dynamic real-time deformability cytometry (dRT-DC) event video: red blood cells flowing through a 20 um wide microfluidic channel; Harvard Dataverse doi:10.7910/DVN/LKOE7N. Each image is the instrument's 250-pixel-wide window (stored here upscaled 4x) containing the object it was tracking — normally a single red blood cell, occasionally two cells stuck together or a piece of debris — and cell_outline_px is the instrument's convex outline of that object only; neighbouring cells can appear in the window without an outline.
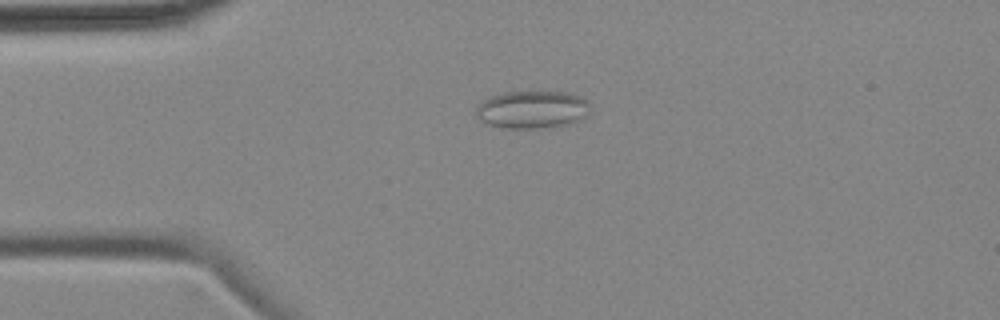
{"species": "common noctule bat (a hibernating species)", "species_latin": "Nyctalus noctula", "temperature_condition": "cold", "stored_images_in_passage": 5, "camera_frame_rate_fps": 3000, "um_per_image_px": 0.085, "animal": {"sex": "female", "body_mass_g": 18.4}, "frame": {"image": 1, "passage_image": 3, "time_ms": 2.333, "image_size_px": [1000, 320], "cell_outline_px": [[588, 116], [580, 120], [556, 128], [500, 128], [488, 124], [480, 120], [476, 116], [476, 108], [484, 100], [492, 96], [504, 92], [568, 92], [580, 96], [588, 104]], "centroid_in_image_um": [45.25, 9.33], "position_along_channel_um": 39.8, "area_um2": 25.2}}